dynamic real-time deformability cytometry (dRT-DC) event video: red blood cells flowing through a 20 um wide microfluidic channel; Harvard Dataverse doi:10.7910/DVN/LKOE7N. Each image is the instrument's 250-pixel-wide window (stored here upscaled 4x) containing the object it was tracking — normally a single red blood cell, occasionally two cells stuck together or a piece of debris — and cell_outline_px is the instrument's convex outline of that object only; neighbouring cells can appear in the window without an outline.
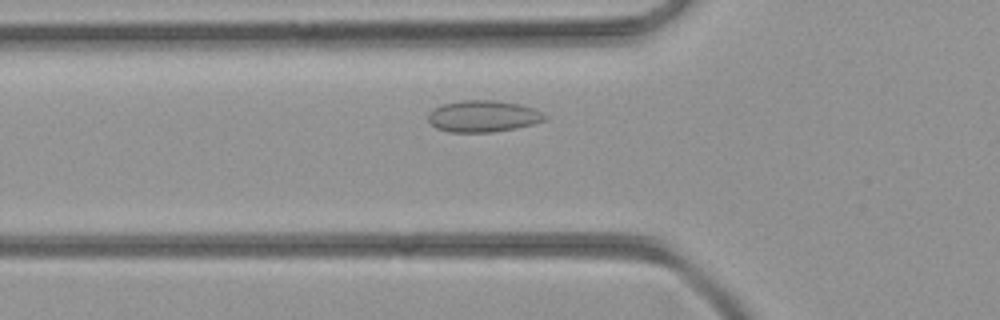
{"species": "common noctule bat (a hibernating species)", "species_latin": "Nyctalus noctula", "temperature_condition": "room temperature", "stored_images_in_passage": 31, "camera_frame_rate_fps": 3000, "um_per_image_px": 0.085, "animal": {"sex": "female", "body_mass_g": 21.9}, "frame": {"image": 1, "passage_image": 6, "time_ms": 1.667, "image_size_px": [1000, 320], "cell_outline_px": [[548, 116], [544, 120], [532, 124], [516, 128], [492, 132], [448, 132], [436, 128], [428, 120], [428, 116], [440, 104], [460, 100], [496, 100], [520, 104], [544, 112]], "centroid_in_image_um": [41.08, 9.87], "position_along_channel_um": 84.7, "area_um2": 21.5}}
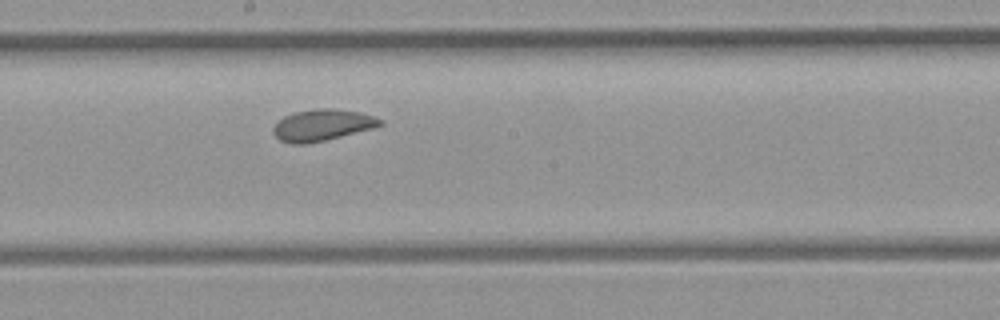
{"frame": {"image": 2, "passage_image": 15, "time_ms": 4.667, "image_size_px": [1000, 320], "cell_outline_px": [[384, 124], [372, 128], [308, 144], [292, 144], [280, 140], [272, 132], [272, 128], [284, 116], [296, 112], [316, 108], [332, 108], [360, 112], [384, 120]], "centroid_in_image_um": [27.38, 10.63], "position_along_channel_um": 220.8, "area_um2": 19.42}}
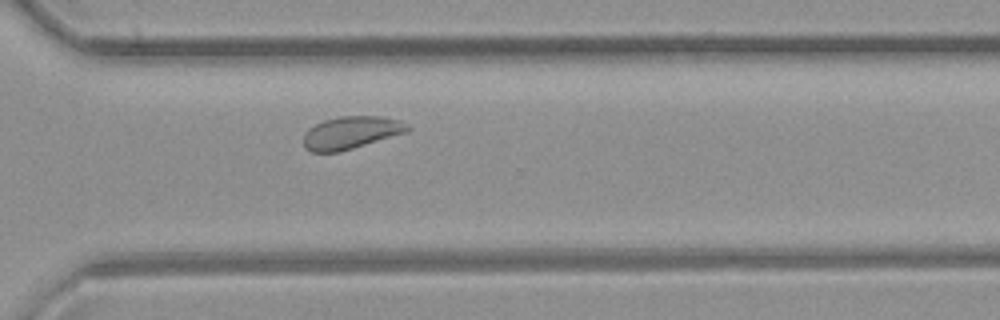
{"frame": {"image": 3, "passage_image": 23, "time_ms": 7.333, "image_size_px": [1000, 320], "cell_outline_px": [[412, 128], [408, 132], [340, 152], [312, 152], [304, 148], [304, 132], [308, 128], [324, 120], [340, 116], [380, 116], [400, 120], [408, 124]], "centroid_in_image_um": [29.85, 11.27], "position_along_channel_um": 340.7, "area_um2": 19.94}}